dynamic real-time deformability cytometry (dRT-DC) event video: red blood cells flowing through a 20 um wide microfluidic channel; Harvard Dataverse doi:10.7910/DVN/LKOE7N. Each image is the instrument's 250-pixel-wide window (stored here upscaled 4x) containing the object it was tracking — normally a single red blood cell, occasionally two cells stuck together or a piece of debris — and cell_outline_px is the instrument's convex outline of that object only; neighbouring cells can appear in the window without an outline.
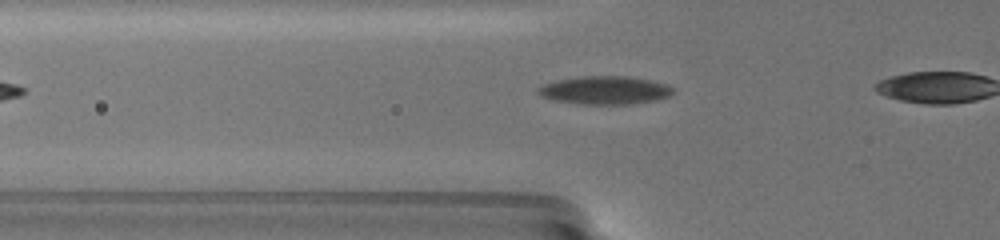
{"species": "common noctule bat (a hibernating species)", "species_latin": "Nyctalus noctula", "temperature_condition": "warm", "stored_images_in_passage": 30, "camera_frame_rate_fps": 3000, "um_per_image_px": 0.085, "animal": {"sex": "female", "body_mass_g": 19.5, "forearm_length_mm": 54.1}, "frame": {"image": 1, "passage_image": 3, "time_ms": 0.667, "image_size_px": [1000, 240], "cell_outline_px": [[676, 92], [668, 96], [656, 100], [632, 104], [580, 104], [556, 100], [540, 96], [536, 92], [536, 88], [544, 84], [556, 80], [576, 76], [628, 76], [648, 80], [664, 84], [676, 88]], "centroid_in_image_um": [51.4, 7.66], "position_along_channel_um": 74.4, "area_um2": 22.31}}
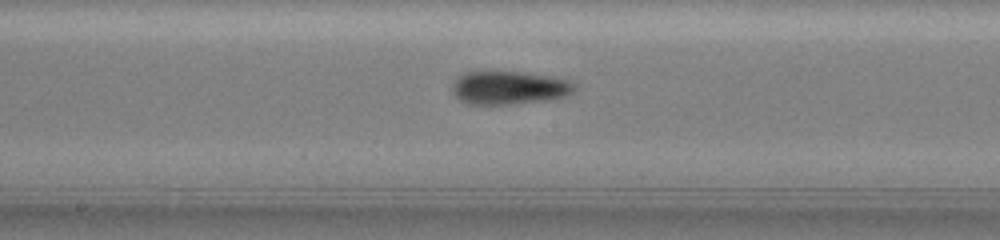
{"frame": {"image": 2, "passage_image": 13, "time_ms": 4.333, "image_size_px": [1000, 240], "cell_outline_px": [[576, 88], [572, 92], [564, 96], [540, 100], [508, 104], [468, 104], [460, 100], [452, 92], [452, 84], [464, 72], [520, 72], [548, 76], [568, 80], [576, 84]], "centroid_in_image_um": [43.24, 7.45], "position_along_channel_um": 205.0, "area_um2": 23.24}}
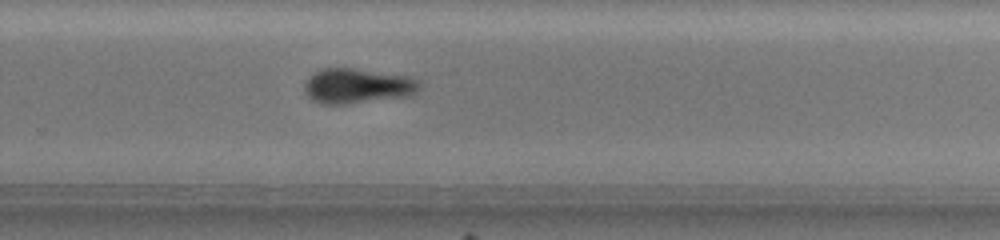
{"frame": {"image": 3, "passage_image": 20, "time_ms": 7.0, "image_size_px": [1000, 240], "cell_outline_px": [[420, 88], [412, 96], [348, 104], [320, 104], [312, 100], [304, 92], [304, 84], [312, 72], [320, 68], [352, 68], [416, 76], [420, 80]], "centroid_in_image_um": [30.42, 7.3], "position_along_channel_um": 299.4, "area_um2": 24.22}}